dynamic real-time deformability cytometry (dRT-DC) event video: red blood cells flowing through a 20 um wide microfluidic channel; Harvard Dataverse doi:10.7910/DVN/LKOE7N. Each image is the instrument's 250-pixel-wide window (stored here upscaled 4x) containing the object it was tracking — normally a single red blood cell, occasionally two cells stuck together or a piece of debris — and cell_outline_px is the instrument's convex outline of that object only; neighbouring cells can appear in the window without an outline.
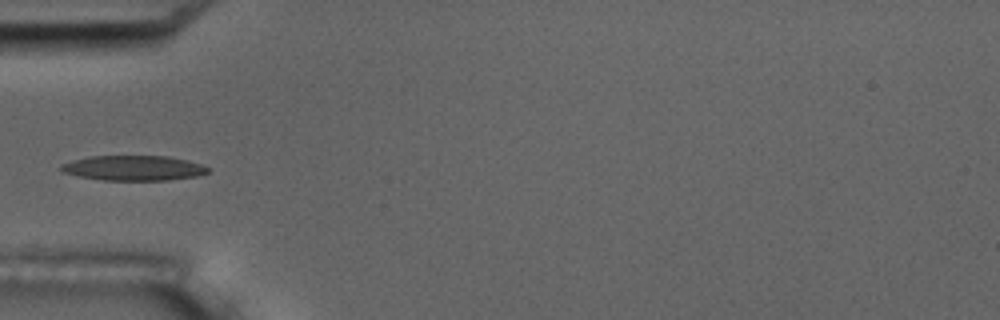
{"species": "common noctule bat (a hibernating species)", "species_latin": "Nyctalus noctula", "temperature_condition": "room temperature", "stored_images_in_passage": 8, "camera_frame_rate_fps": 3000, "um_per_image_px": 0.085, "animal": {"sex": "male", "body_mass_g": 17.5, "forearm_length_mm": 52.3}, "frame": {"image": 1, "passage_image": 6, "time_ms": 6.0, "image_size_px": [1000, 320], "cell_outline_px": [[212, 168], [208, 172], [196, 176], [168, 180], [104, 180], [80, 176], [60, 172], [60, 164], [72, 160], [92, 156], [168, 156], [188, 160]], "centroid_in_image_um": [11.35, 14.28], "position_along_channel_um": 73.7, "area_um2": 21.44}}